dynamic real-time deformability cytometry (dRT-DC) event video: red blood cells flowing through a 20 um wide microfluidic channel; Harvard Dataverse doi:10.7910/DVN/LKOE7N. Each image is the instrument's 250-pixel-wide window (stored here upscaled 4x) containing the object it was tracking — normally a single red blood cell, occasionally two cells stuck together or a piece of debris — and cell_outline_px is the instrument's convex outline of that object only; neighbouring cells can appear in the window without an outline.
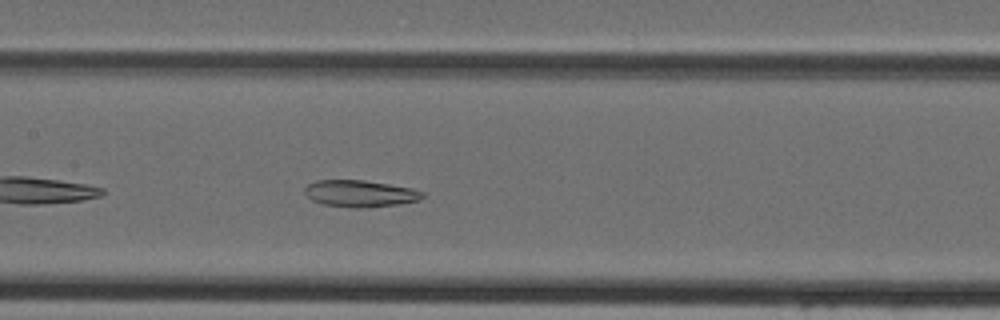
{"species": "Egyptian fruit bat (a non-hibernating species)", "species_latin": "Rousettus aegyptiacus", "temperature_condition": "cold", "stored_images_in_passage": 26, "camera_frame_rate_fps": 3000, "um_per_image_px": 0.085, "animal": {"sex": "female"}, "frame": {"image": 1, "passage_image": 9, "time_ms": 2.667, "image_size_px": [1000, 320], "cell_outline_px": [[424, 196], [420, 200], [400, 204], [360, 208], [356, 208], [324, 204], [312, 200], [304, 192], [304, 188], [308, 184], [316, 180], [364, 180], [412, 188], [424, 192]], "centroid_in_image_um": [30.62, 16.45], "position_along_channel_um": 176.8, "area_um2": 18.32}}
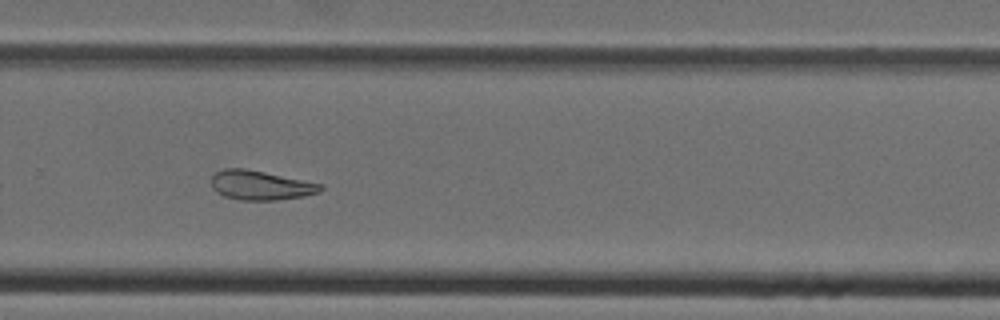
{"frame": {"image": 2, "passage_image": 18, "time_ms": 5.667, "image_size_px": [1000, 320], "cell_outline_px": [[324, 188], [320, 192], [304, 196], [276, 200], [240, 200], [224, 196], [216, 192], [212, 188], [212, 176], [216, 172], [224, 168], [244, 168], [324, 184]], "centroid_in_image_um": [22.16, 15.75], "position_along_channel_um": 307.6, "area_um2": 18.73}}
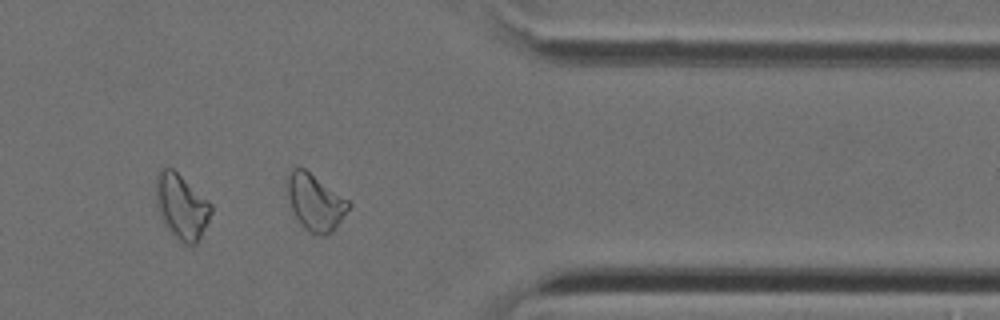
{"frame": {"image": 3, "passage_image": 24, "time_ms": 7.667, "image_size_px": [1000, 320], "cell_outline_px": [[212, 212], [196, 244], [184, 244], [164, 224], [160, 216], [156, 204], [156, 176], [160, 168], [172, 168], [208, 200], [212, 204]], "centroid_in_image_um": [15.42, 17.53], "position_along_channel_um": 396.0, "area_um2": 20.52}}